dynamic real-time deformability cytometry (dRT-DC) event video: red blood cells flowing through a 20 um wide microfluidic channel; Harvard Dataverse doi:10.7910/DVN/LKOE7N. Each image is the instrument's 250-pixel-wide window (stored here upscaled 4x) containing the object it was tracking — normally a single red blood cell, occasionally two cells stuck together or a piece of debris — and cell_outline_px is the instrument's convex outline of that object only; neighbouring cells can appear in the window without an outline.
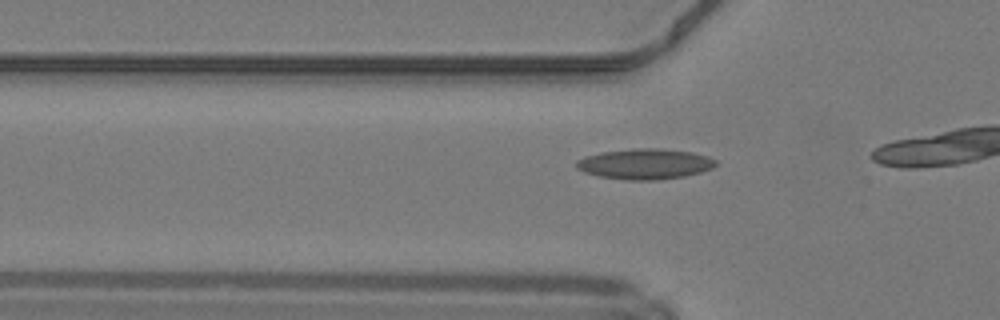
{"species": "common noctule bat (a hibernating species)", "species_latin": "Nyctalus noctula", "temperature_condition": "warm", "stored_images_in_passage": 9, "camera_frame_rate_fps": 3000, "um_per_image_px": 0.085, "animal": {"sex": "male", "body_mass_g": 19.2, "forearm_length_mm": 51.8}, "frame": {"image": 1, "passage_image": 4, "time_ms": 1.0, "image_size_px": [1000, 320], "cell_outline_px": [[716, 164], [712, 168], [700, 172], [684, 176], [656, 180], [624, 180], [600, 176], [584, 172], [576, 168], [576, 160], [584, 156], [600, 152], [632, 148], [660, 148], [692, 152], [708, 156], [716, 160]], "centroid_in_image_um": [54.79, 13.93], "position_along_channel_um": 71.0, "area_um2": 24.91}}
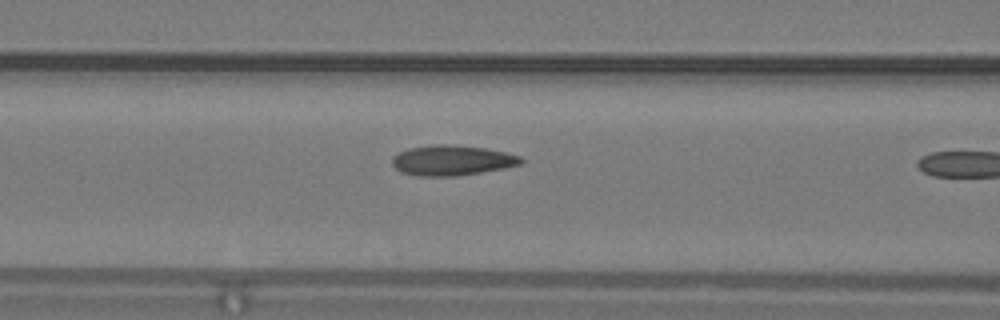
{"frame": {"image": 2, "passage_image": 8, "time_ms": 2.333, "image_size_px": [1000, 320], "cell_outline_px": [[524, 160], [520, 164], [504, 168], [460, 176], [416, 176], [400, 172], [392, 164], [392, 160], [400, 152], [408, 148], [432, 144], [448, 144], [484, 148], [504, 152], [520, 156]], "centroid_in_image_um": [38.41, 13.64], "position_along_channel_um": 128.2, "area_um2": 22.66}}